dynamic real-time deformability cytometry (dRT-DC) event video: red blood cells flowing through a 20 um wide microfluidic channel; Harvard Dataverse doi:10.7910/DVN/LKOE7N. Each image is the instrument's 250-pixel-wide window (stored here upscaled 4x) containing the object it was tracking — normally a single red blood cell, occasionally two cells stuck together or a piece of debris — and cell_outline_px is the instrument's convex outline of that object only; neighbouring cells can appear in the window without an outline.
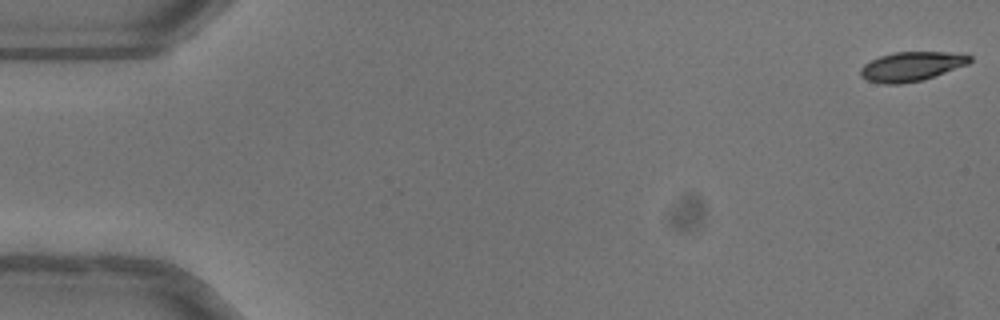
{"species": "common noctule bat (a hibernating species)", "species_latin": "Nyctalus noctula", "temperature_condition": "warm", "stored_images_in_passage": 21, "camera_frame_rate_fps": 3000, "um_per_image_px": 0.085, "animal": {"sex": "female"}, "frame": {"image": 1, "passage_image": 1, "time_ms": 0.0, "image_size_px": [1000, 320], "cell_outline_px": [[972, 60], [968, 64], [924, 80], [900, 84], [884, 84], [868, 80], [860, 76], [860, 68], [864, 64], [880, 56], [896, 52], [948, 52], [972, 56]], "centroid_in_image_um": [77.47, 5.65], "position_along_channel_um": 7.5, "area_um2": 18.61}}
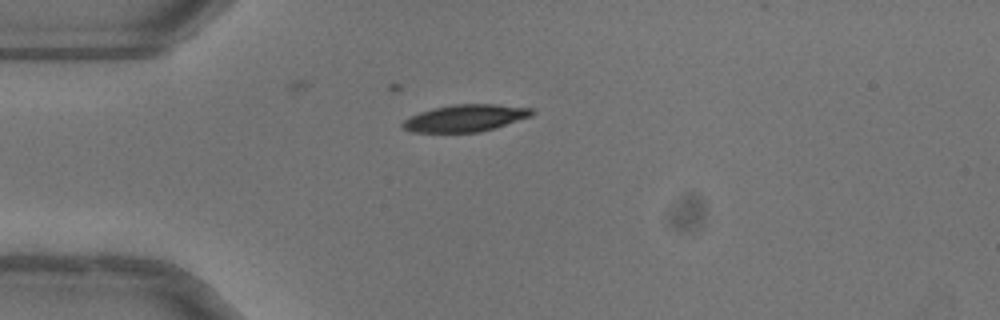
{"frame": {"image": 2, "passage_image": 14, "time_ms": 4.333, "image_size_px": [1000, 320], "cell_outline_px": [[536, 112], [532, 116], [496, 128], [480, 132], [408, 132], [400, 124], [404, 120], [420, 112], [432, 108], [452, 104], [496, 104], [532, 108]], "centroid_in_image_um": [39.58, 10.03], "position_along_channel_um": 45.4, "area_um2": 20.52}}
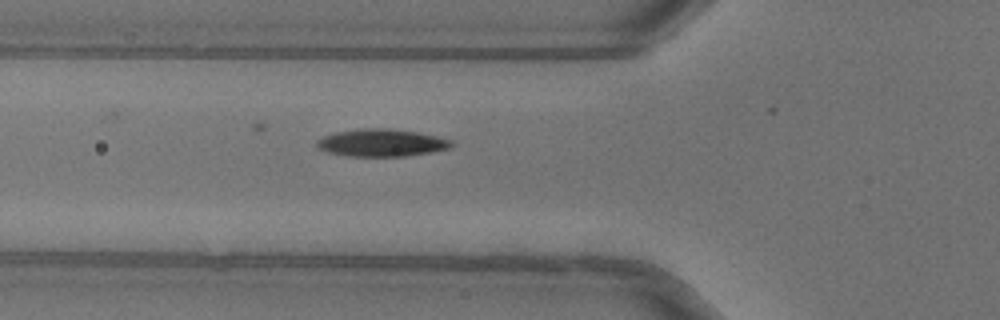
{"frame": {"image": 3, "passage_image": 19, "time_ms": 6.0, "image_size_px": [1000, 320], "cell_outline_px": [[452, 144], [448, 148], [432, 152], [404, 156], [348, 156], [328, 152], [316, 148], [316, 140], [320, 136], [336, 132], [356, 128], [388, 128], [420, 132], [452, 140]], "centroid_in_image_um": [32.37, 12.12], "position_along_channel_um": 93.4, "area_um2": 21.73}}